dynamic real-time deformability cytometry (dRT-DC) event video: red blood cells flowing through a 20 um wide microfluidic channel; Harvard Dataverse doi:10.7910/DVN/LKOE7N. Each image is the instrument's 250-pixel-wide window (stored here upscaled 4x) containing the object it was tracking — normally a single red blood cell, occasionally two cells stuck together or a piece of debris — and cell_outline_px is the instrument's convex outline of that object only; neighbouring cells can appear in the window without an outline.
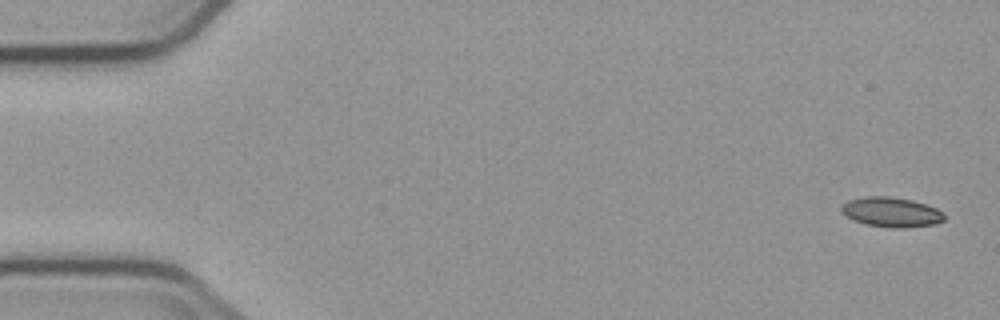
{"species": "common noctule bat (a hibernating species)", "species_latin": "Nyctalus noctula", "temperature_condition": "cold", "stored_images_in_passage": 5, "camera_frame_rate_fps": 3000, "um_per_image_px": 0.085, "animal": {"sex": "male", "body_mass_g": 23.1, "forearm_length_mm": 52.7}, "frame": {"image": 1, "passage_image": 1, "time_ms": 0.0, "image_size_px": [1000, 320], "cell_outline_px": [[944, 220], [936, 224], [904, 228], [892, 228], [864, 224], [852, 220], [840, 212], [840, 208], [848, 200], [864, 196], [888, 196], [912, 200], [936, 208], [944, 212]], "centroid_in_image_um": [75.74, 18.04], "position_along_channel_um": 9.3, "area_um2": 18.03}}
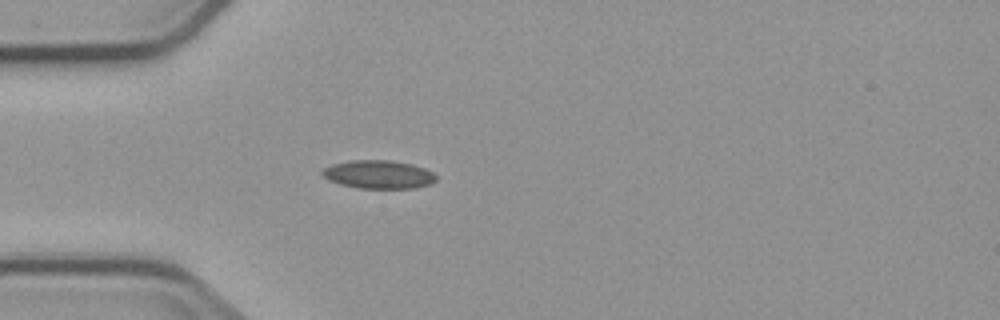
{"frame": {"image": 2, "passage_image": 5, "time_ms": 4.667, "image_size_px": [1000, 320], "cell_outline_px": [[436, 180], [432, 184], [416, 188], [356, 188], [340, 184], [328, 180], [320, 172], [324, 168], [332, 164], [352, 160], [392, 160], [412, 164], [424, 168], [432, 172], [436, 176]], "centroid_in_image_um": [32.18, 14.83], "position_along_channel_um": 52.8, "area_um2": 18.9}}